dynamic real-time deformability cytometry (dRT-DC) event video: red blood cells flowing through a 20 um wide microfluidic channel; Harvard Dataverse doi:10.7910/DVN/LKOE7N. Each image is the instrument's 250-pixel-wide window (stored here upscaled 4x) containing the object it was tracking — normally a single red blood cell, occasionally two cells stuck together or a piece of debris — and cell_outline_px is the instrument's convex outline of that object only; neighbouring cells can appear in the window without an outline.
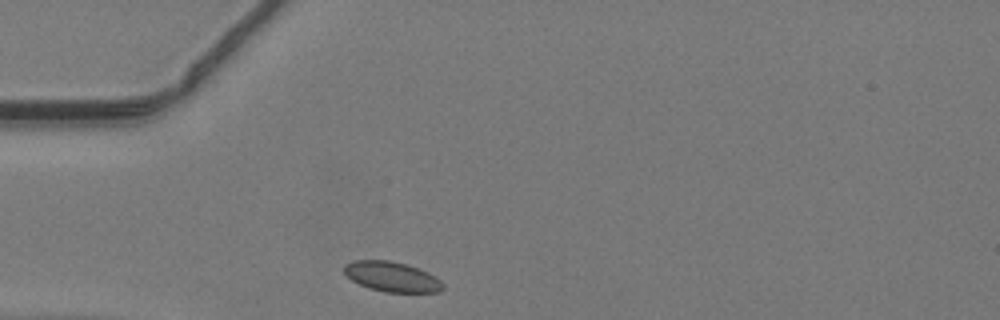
{"species": "common noctule bat (a hibernating species)", "species_latin": "Nyctalus noctula", "temperature_condition": "warm", "stored_images_in_passage": 35, "camera_frame_rate_fps": 3000, "um_per_image_px": 0.085, "animal": {"sex": "male", "body_mass_g": 19.2, "forearm_length_mm": 51.8}, "frame": {"image": 1, "passage_image": 1, "time_ms": 0.0, "image_size_px": [1000, 320], "cell_outline_px": [[444, 288], [440, 292], [384, 292], [368, 288], [352, 280], [344, 272], [344, 264], [356, 260], [388, 260], [404, 264], [428, 272], [440, 280], [444, 284]], "centroid_in_image_um": [33.31, 23.53], "position_along_channel_um": 51.7, "area_um2": 17.17}}
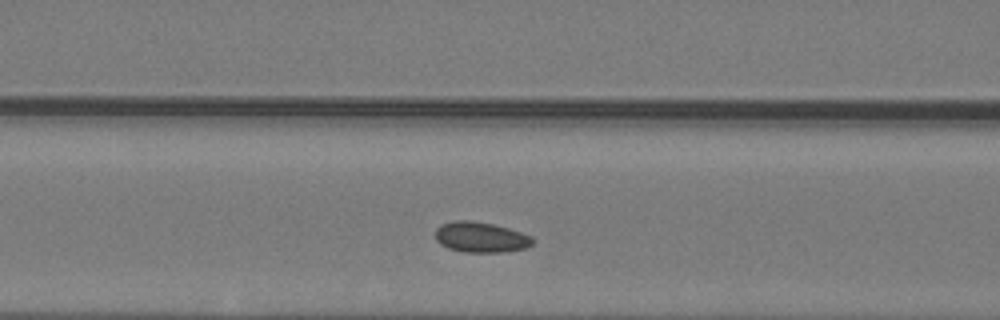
{"frame": {"image": 2, "passage_image": 7, "time_ms": 2.0, "image_size_px": [1000, 320], "cell_outline_px": [[536, 240], [532, 244], [524, 248], [504, 252], [464, 252], [448, 248], [440, 244], [436, 240], [436, 228], [440, 224], [452, 220], [472, 220], [492, 224], [508, 228], [532, 236]], "centroid_in_image_um": [40.85, 20.15], "position_along_channel_um": 125.8, "area_um2": 17.4}}
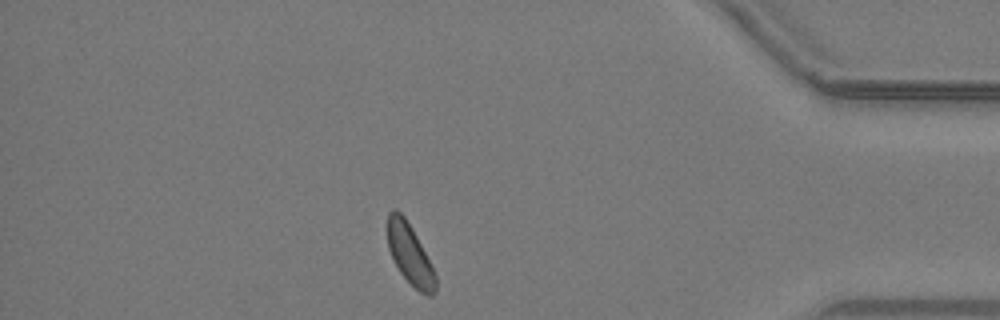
{"frame": {"image": 3, "passage_image": 29, "time_ms": 9.333, "image_size_px": [1000, 320], "cell_outline_px": [[436, 292], [432, 296], [428, 296], [420, 292], [400, 272], [388, 248], [388, 212], [392, 208], [396, 208], [404, 216], [412, 228], [436, 276]], "centroid_in_image_um": [34.83, 21.59], "position_along_channel_um": 400.4, "area_um2": 16.47}}